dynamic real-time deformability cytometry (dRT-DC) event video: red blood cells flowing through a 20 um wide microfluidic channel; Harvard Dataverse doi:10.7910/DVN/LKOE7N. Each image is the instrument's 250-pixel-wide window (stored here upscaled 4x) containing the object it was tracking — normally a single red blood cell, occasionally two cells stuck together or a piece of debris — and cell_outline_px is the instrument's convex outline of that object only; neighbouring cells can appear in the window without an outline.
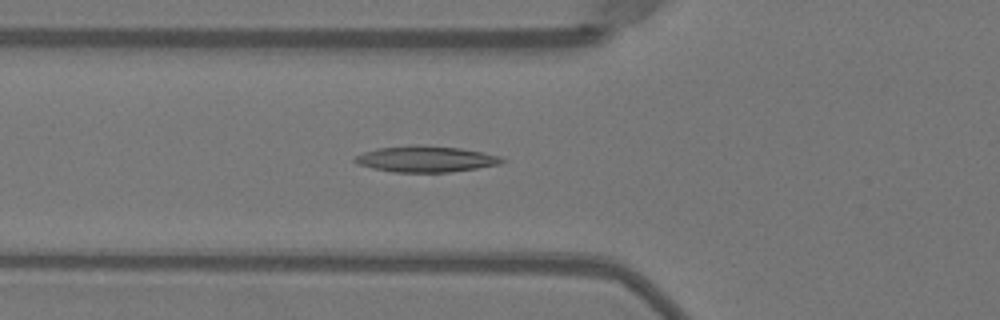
{"species": "Egyptian fruit bat (a non-hibernating species)", "species_latin": "Rousettus aegyptiacus", "temperature_condition": "warm", "stored_images_in_passage": 50, "camera_frame_rate_fps": 3000, "um_per_image_px": 0.085, "animal": {"sex": "female"}, "frame": {"image": 1, "passage_image": 17, "time_ms": 5.333, "image_size_px": [1000, 320], "cell_outline_px": [[508, 160], [500, 164], [476, 168], [448, 172], [392, 172], [372, 168], [356, 164], [352, 160], [356, 156], [364, 152], [376, 148], [460, 148], [484, 152], [500, 156]], "centroid_in_image_um": [36.22, 13.57], "position_along_channel_um": 89.6, "area_um2": 21.33}}
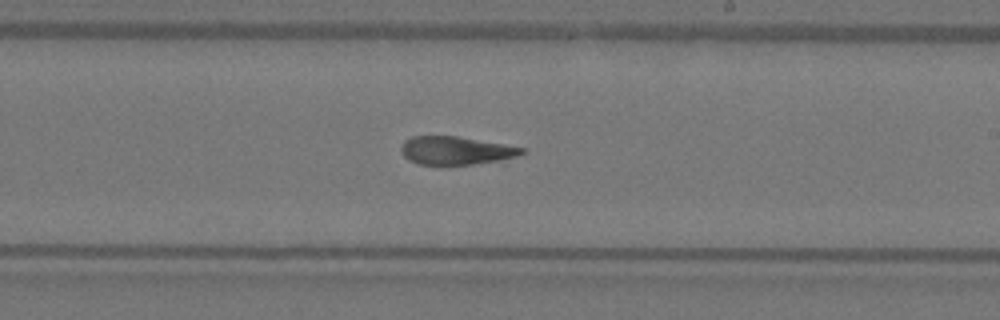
{"frame": {"image": 2, "passage_image": 29, "time_ms": 9.333, "image_size_px": [1000, 320], "cell_outline_px": [[524, 152], [516, 156], [500, 160], [472, 164], [440, 168], [420, 164], [408, 160], [400, 152], [400, 148], [404, 140], [412, 136], [456, 136], [524, 148]], "centroid_in_image_um": [38.64, 12.83], "position_along_channel_um": 250.4, "area_um2": 20.23}}
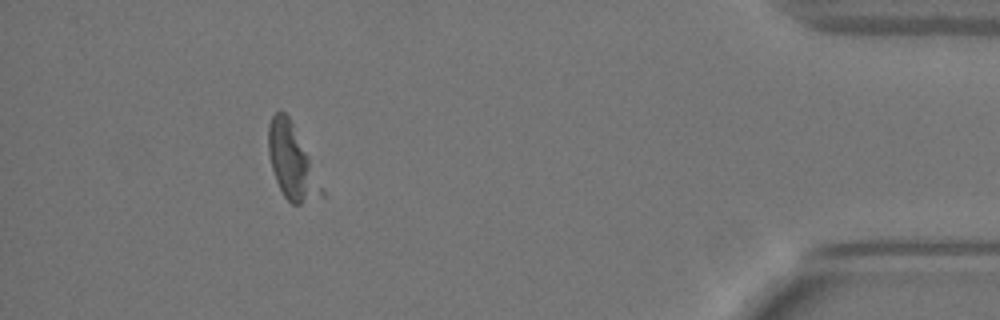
{"frame": {"image": 3, "passage_image": 45, "time_ms": 14.667, "image_size_px": [1000, 320], "cell_outline_px": [[324, 196], [300, 204], [292, 204], [284, 196], [276, 180], [272, 168], [268, 152], [268, 124], [272, 116], [276, 112], [284, 112], [288, 116], [324, 188]], "centroid_in_image_um": [24.8, 13.8], "position_along_channel_um": 410.4, "area_um2": 22.48}, "authors_computed_cell_mechanics": {"area_um2": 22.6865, "velocity_mm_per_s": 4.0009, "shape_relaxation_time_tau1_ms": 3.4794, "shape_relaxation_time_tau2_ms": 2.1779, "deformation_change_tau1": 0.1417, "deformation_change_tau2": 0.0999}}